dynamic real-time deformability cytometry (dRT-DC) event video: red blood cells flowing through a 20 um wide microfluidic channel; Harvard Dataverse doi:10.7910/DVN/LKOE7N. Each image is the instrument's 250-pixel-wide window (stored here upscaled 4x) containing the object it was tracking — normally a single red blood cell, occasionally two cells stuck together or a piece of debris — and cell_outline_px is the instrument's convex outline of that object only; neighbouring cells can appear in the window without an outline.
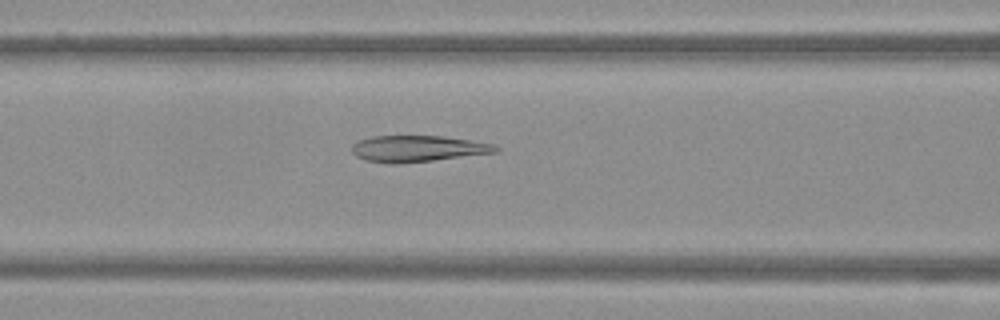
{"species": "Egyptian fruit bat (a non-hibernating species)", "species_latin": "Rousettus aegyptiacus", "temperature_condition": "warm", "stored_images_in_passage": 50, "camera_frame_rate_fps": 3000, "um_per_image_px": 0.085, "frame": {"image": 1, "passage_image": 21, "time_ms": 6.667, "image_size_px": [1000, 320], "cell_outline_px": [[500, 152], [432, 160], [392, 164], [388, 164], [364, 160], [356, 156], [352, 152], [352, 144], [360, 140], [372, 136], [444, 136], [496, 144], [500, 148]], "centroid_in_image_um": [35.53, 12.63], "position_along_channel_um": 131.1, "area_um2": 22.14}}
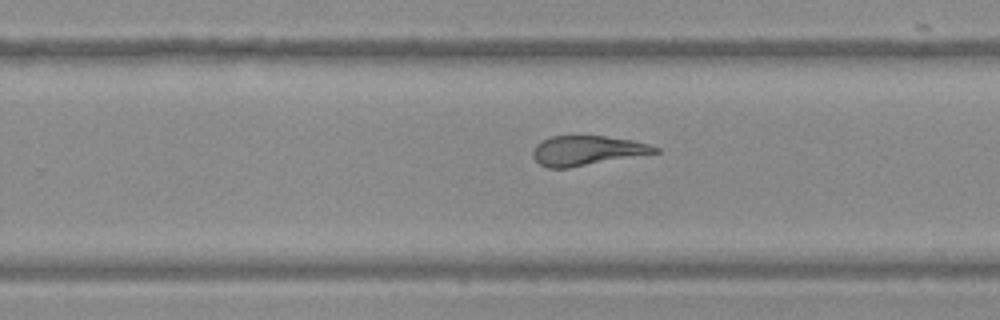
{"frame": {"image": 2, "passage_image": 32, "time_ms": 10.333, "image_size_px": [1000, 320], "cell_outline_px": [[660, 152], [568, 168], [548, 168], [540, 164], [532, 156], [532, 152], [536, 144], [540, 140], [548, 136], [604, 136], [632, 140], [648, 144], [660, 148]], "centroid_in_image_um": [49.86, 12.79], "position_along_channel_um": 279.9, "area_um2": 21.1}}
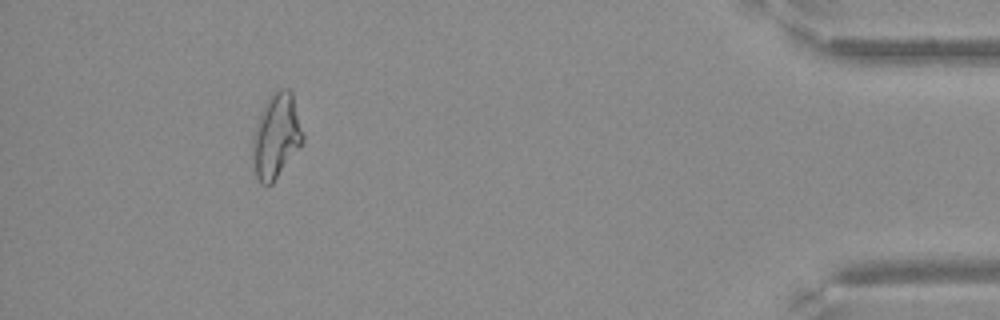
{"frame": {"image": 3, "passage_image": 46, "time_ms": 15.0, "image_size_px": [1000, 320], "cell_outline_px": [[304, 140], [300, 148], [272, 184], [260, 184], [256, 176], [252, 160], [252, 136], [260, 112], [268, 96], [280, 88], [288, 88], [292, 92], [304, 132]], "centroid_in_image_um": [23.48, 11.55], "position_along_channel_um": 411.7, "area_um2": 25.2}}